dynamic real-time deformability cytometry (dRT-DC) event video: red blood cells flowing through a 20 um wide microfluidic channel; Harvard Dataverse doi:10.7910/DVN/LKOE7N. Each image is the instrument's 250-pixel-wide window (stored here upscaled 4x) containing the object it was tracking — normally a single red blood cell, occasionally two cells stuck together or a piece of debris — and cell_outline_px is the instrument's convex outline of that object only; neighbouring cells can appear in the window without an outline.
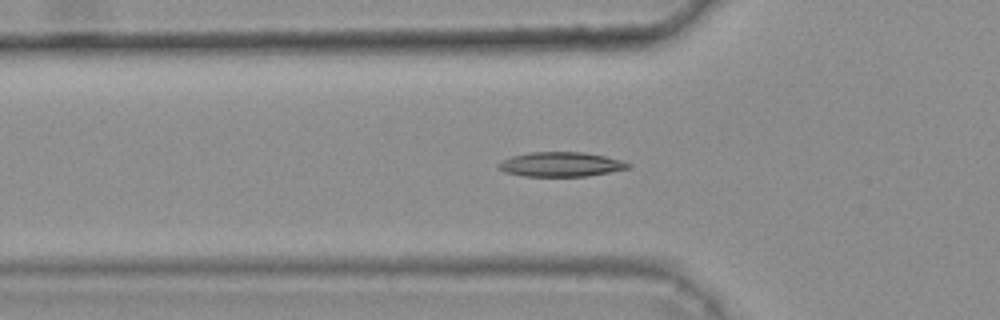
{"species": "common noctule bat (a hibernating species)", "species_latin": "Nyctalus noctula", "temperature_condition": "warm", "stored_images_in_passage": 39, "camera_frame_rate_fps": 3000, "um_per_image_px": 0.085, "animal": {"sex": "female", "body_mass_g": 25.1}, "frame": {"image": 1, "passage_image": 9, "time_ms": 2.667, "image_size_px": [1000, 320], "cell_outline_px": [[632, 168], [588, 176], [524, 176], [504, 172], [496, 164], [512, 156], [532, 152], [584, 152], [624, 160], [632, 164]], "centroid_in_image_um": [47.74, 13.97], "position_along_channel_um": 78.1, "area_um2": 18.61}}
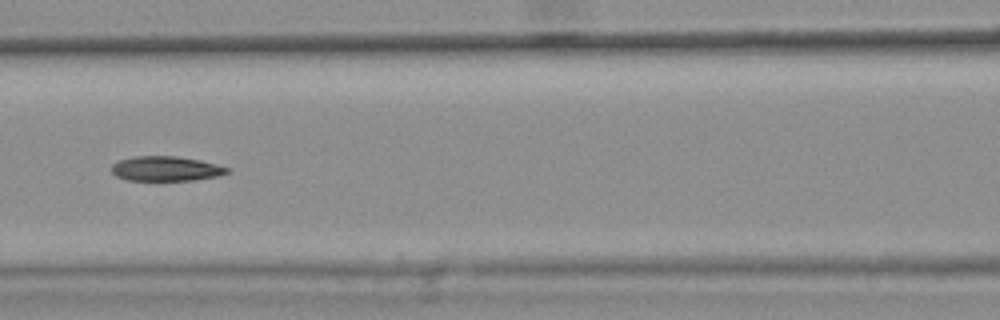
{"frame": {"image": 2, "passage_image": 15, "time_ms": 4.667, "image_size_px": [1000, 320], "cell_outline_px": [[228, 172], [216, 176], [192, 180], [128, 180], [116, 176], [112, 172], [112, 164], [120, 160], [132, 156], [176, 156], [200, 160], [216, 164], [228, 168]], "centroid_in_image_um": [14.06, 14.33], "position_along_channel_um": 152.5, "area_um2": 16.47}}
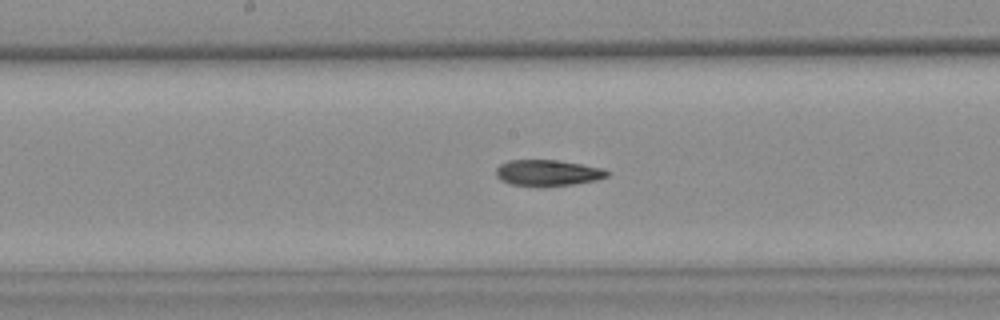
{"frame": {"image": 3, "passage_image": 19, "time_ms": 6.0, "image_size_px": [1000, 320], "cell_outline_px": [[612, 172], [608, 176], [596, 180], [572, 184], [512, 184], [500, 180], [496, 176], [496, 168], [500, 164], [508, 160], [556, 160], [604, 168]], "centroid_in_image_um": [46.58, 14.65], "position_along_channel_um": 201.6, "area_um2": 16.36}, "authors_computed_cell_mechanics": {"area_um2": 17.34, "velocity_mm_per_s": 3.7026, "shape_relaxation_time_tau1_ms": null, "shape_relaxation_time_tau2_ms": 9.4692, "deformation_change_tau1": null, "deformation_change_tau2": 0.1549}}